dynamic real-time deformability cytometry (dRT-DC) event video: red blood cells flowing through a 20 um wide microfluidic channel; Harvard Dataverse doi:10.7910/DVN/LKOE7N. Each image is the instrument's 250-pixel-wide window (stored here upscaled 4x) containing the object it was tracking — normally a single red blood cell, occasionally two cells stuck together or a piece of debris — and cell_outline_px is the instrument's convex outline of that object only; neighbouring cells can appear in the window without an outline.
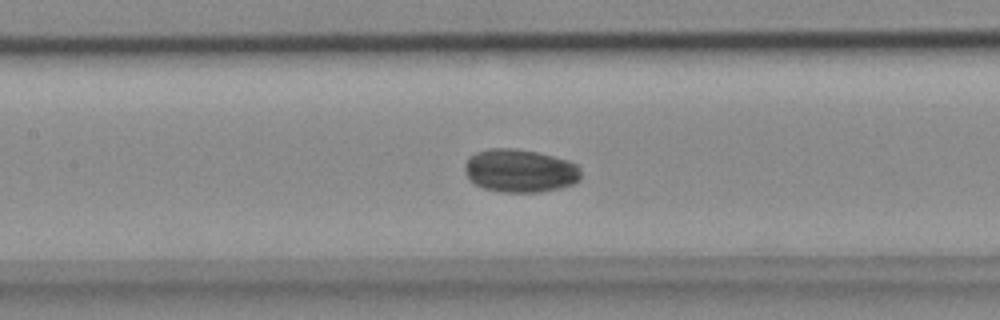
{"species": "common noctule bat (a hibernating species)", "species_latin": "Nyctalus noctula", "temperature_condition": "cold", "stored_images_in_passage": 47, "camera_frame_rate_fps": 3000, "um_per_image_px": 0.085, "animal": {"sex": "female", "body_mass_g": 18.4}, "frame": {"image": 1, "passage_image": 17, "time_ms": 5.333, "image_size_px": [1000, 320], "cell_outline_px": [[580, 180], [572, 184], [560, 188], [540, 192], [500, 192], [484, 188], [468, 180], [464, 168], [464, 164], [468, 156], [476, 152], [492, 148], [516, 148], [536, 152], [568, 160], [576, 164], [580, 168]], "centroid_in_image_um": [44.17, 14.51], "position_along_channel_um": 163.2, "area_um2": 29.42}}
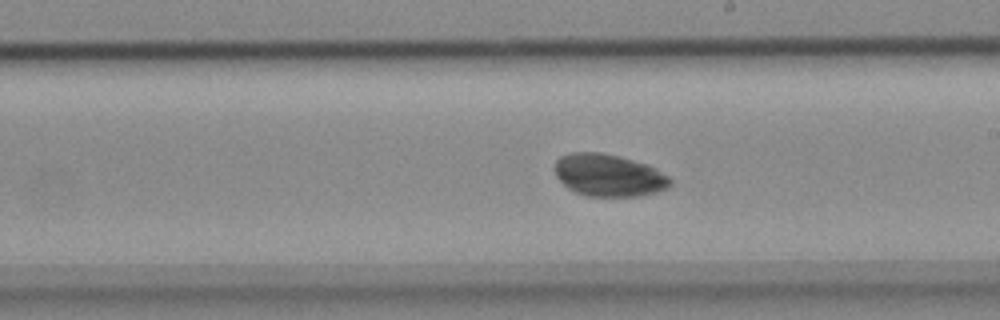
{"frame": {"image": 2, "passage_image": 23, "time_ms": 7.333, "image_size_px": [1000, 320], "cell_outline_px": [[672, 184], [668, 188], [656, 192], [640, 196], [584, 196], [568, 188], [556, 176], [552, 168], [556, 160], [560, 156], [572, 152], [600, 152], [620, 156], [648, 164], [656, 168], [668, 176], [672, 180]], "centroid_in_image_um": [51.73, 14.89], "position_along_channel_um": 237.3, "area_um2": 28.84}}
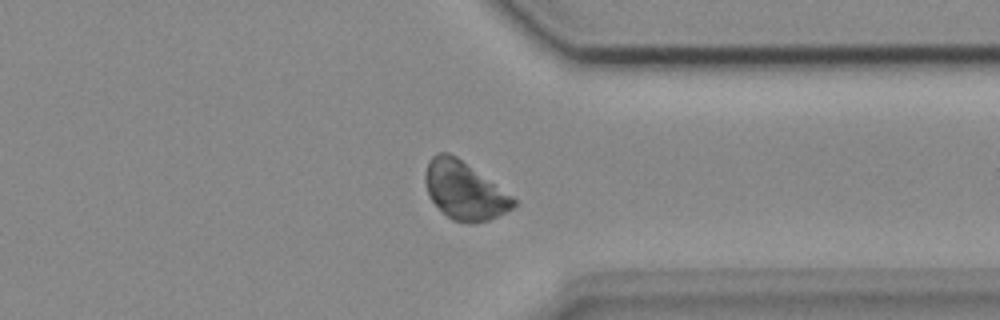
{"frame": {"image": 3, "passage_image": 34, "time_ms": 11.0, "image_size_px": [1000, 320], "cell_outline_px": [[516, 204], [512, 208], [488, 220], [476, 224], [472, 224], [452, 220], [428, 196], [424, 180], [424, 176], [428, 160], [436, 152], [448, 152], [456, 156], [512, 196], [516, 200]], "centroid_in_image_um": [39.43, 16.19], "position_along_channel_um": 372.0, "area_um2": 29.48}}